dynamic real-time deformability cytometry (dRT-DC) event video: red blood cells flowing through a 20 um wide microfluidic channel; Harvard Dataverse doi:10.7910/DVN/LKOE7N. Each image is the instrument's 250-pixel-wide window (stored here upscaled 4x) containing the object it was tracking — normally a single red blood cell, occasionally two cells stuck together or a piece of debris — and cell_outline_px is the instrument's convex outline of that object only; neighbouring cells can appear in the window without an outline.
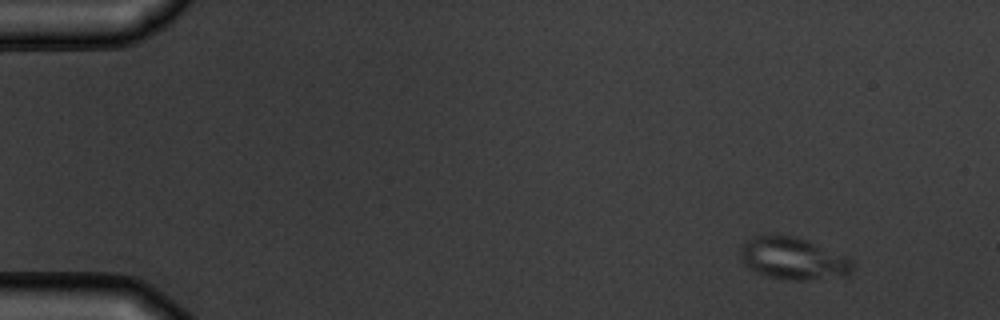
{"species": "common noctule bat (a hibernating species)", "species_latin": "Nyctalus noctula", "temperature_condition": "warm", "stored_images_in_passage": 7, "camera_frame_rate_fps": 3000, "um_per_image_px": 0.085, "animal": {"sex": "male", "body_mass_g": 19.5, "forearm_length_mm": 54.6}, "frame": {"image": 1, "passage_image": 1, "time_ms": 0.0, "image_size_px": [1000, 320], "cell_outline_px": [[852, 272], [848, 276], [804, 280], [788, 280], [764, 276], [748, 268], [744, 264], [740, 256], [740, 248], [752, 236], [764, 232], [796, 236], [808, 240], [844, 256], [852, 260]], "centroid_in_image_um": [67.36, 21.95], "position_along_channel_um": 17.6, "area_um2": 28.09}}
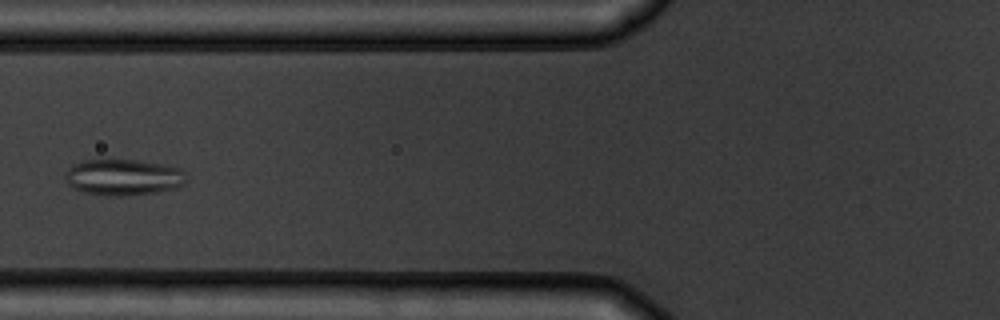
{"frame": {"image": 2, "passage_image": 6, "time_ms": 5.667, "image_size_px": [1000, 320], "cell_outline_px": [[184, 184], [176, 188], [156, 192], [124, 196], [108, 196], [84, 192], [68, 184], [64, 172], [72, 164], [84, 160], [136, 160], [160, 164], [180, 168], [184, 172]], "centroid_in_image_um": [10.45, 15.07], "position_along_channel_um": 115.3, "area_um2": 25.37}}